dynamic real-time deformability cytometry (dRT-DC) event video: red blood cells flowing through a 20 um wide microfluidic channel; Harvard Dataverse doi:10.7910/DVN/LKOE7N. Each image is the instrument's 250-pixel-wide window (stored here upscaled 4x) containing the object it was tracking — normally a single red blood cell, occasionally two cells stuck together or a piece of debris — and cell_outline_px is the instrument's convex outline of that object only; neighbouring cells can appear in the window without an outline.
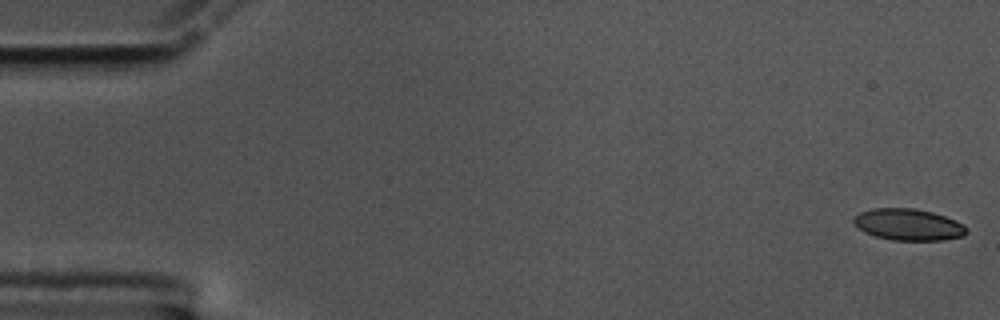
{"species": "common noctule bat (a hibernating species)", "species_latin": "Nyctalus noctula", "temperature_condition": "cold", "stored_images_in_passage": 57, "camera_frame_rate_fps": 3000, "um_per_image_px": 0.085, "animal": {"sex": "male", "body_mass_g": 17.5, "forearm_length_mm": 52.3}, "frame": {"image": 1, "passage_image": 1, "time_ms": 0.0, "image_size_px": [1000, 320], "cell_outline_px": [[968, 232], [964, 236], [944, 240], [892, 240], [876, 236], [864, 232], [852, 224], [852, 220], [860, 212], [872, 208], [912, 208], [932, 212], [956, 220], [964, 224], [968, 228]], "centroid_in_image_um": [77.22, 19.09], "position_along_channel_um": 7.8, "area_um2": 20.92}}
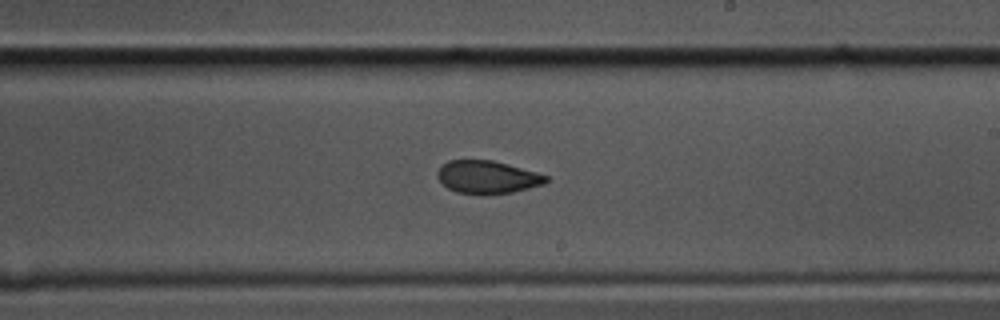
{"frame": {"image": 2, "passage_image": 33, "time_ms": 10.667, "image_size_px": [1000, 320], "cell_outline_px": [[548, 180], [544, 184], [512, 192], [456, 192], [448, 188], [436, 176], [436, 172], [448, 160], [492, 160], [508, 164], [536, 172], [548, 176]], "centroid_in_image_um": [41.42, 15.02], "position_along_channel_um": 247.6, "area_um2": 20.11}}
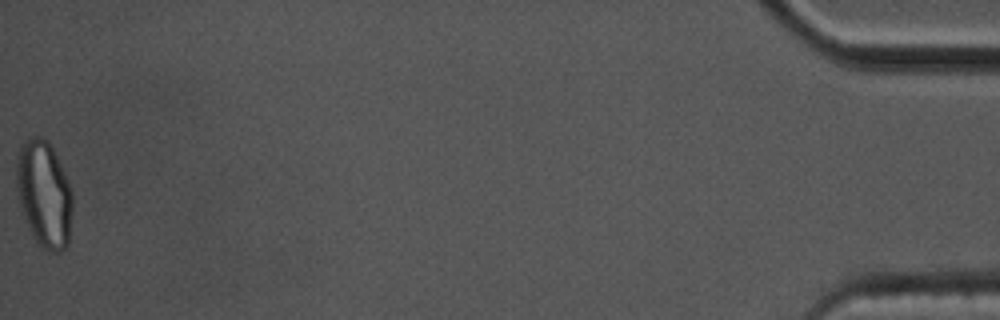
{"frame": {"image": 3, "passage_image": 57, "time_ms": 18.667, "image_size_px": [1000, 320], "cell_outline_px": [[72, 212], [68, 244], [64, 248], [56, 252], [48, 252], [36, 240], [24, 216], [20, 204], [16, 188], [16, 164], [20, 144], [28, 136], [40, 136], [48, 140], [68, 180], [72, 192]], "centroid_in_image_um": [3.74, 16.44], "position_along_channel_um": 431.5, "area_um2": 34.74}, "authors_computed_cell_mechanics": {"area_um2": 21.964, "velocity_mm_per_s": 3.5418, "shape_relaxation_time_tau1_ms": 3.4716, "shape_relaxation_time_tau2_ms": 3.1272, "deformation_change_tau1": 0.1084, "deformation_change_tau2": 0.0719}}